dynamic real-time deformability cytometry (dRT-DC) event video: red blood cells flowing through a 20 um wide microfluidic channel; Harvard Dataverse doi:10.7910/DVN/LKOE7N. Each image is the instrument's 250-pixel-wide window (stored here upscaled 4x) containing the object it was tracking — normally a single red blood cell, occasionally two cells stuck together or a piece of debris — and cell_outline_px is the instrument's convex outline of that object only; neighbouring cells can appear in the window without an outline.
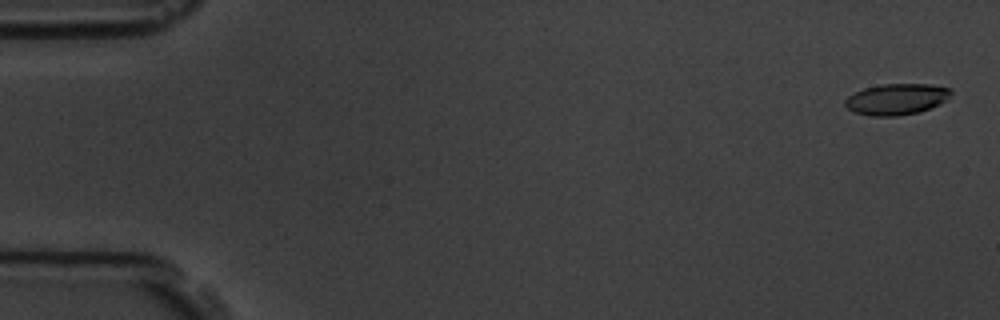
{"species": "common noctule bat (a hibernating species)", "species_latin": "Nyctalus noctula", "temperature_condition": "room temperature", "stored_images_in_passage": 6, "camera_frame_rate_fps": 3000, "um_per_image_px": 0.085, "animal": {"sex": "male", "body_mass_g": 19.5, "forearm_length_mm": 54.6}, "frame": {"image": 1, "passage_image": 1, "time_ms": 0.0, "image_size_px": [1000, 320], "cell_outline_px": [[952, 92], [948, 100], [940, 104], [920, 112], [896, 116], [872, 116], [856, 112], [848, 108], [844, 104], [844, 100], [848, 96], [864, 88], [880, 84], [928, 84], [952, 88]], "centroid_in_image_um": [76.24, 8.42], "position_along_channel_um": 8.8, "area_um2": 19.31}}
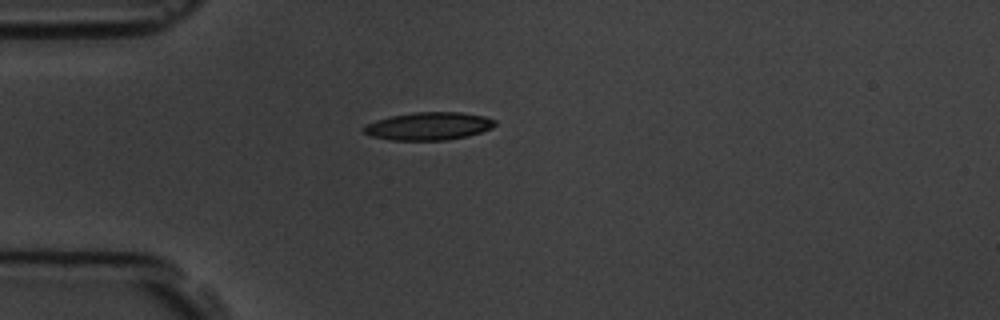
{"frame": {"image": 2, "passage_image": 5, "time_ms": 4.667, "image_size_px": [1000, 320], "cell_outline_px": [[496, 124], [492, 128], [468, 136], [448, 140], [392, 140], [372, 136], [360, 132], [360, 128], [376, 120], [392, 116], [416, 112], [460, 112], [484, 116], [496, 120]], "centroid_in_image_um": [36.43, 10.72], "position_along_channel_um": 48.6, "area_um2": 21.33}}